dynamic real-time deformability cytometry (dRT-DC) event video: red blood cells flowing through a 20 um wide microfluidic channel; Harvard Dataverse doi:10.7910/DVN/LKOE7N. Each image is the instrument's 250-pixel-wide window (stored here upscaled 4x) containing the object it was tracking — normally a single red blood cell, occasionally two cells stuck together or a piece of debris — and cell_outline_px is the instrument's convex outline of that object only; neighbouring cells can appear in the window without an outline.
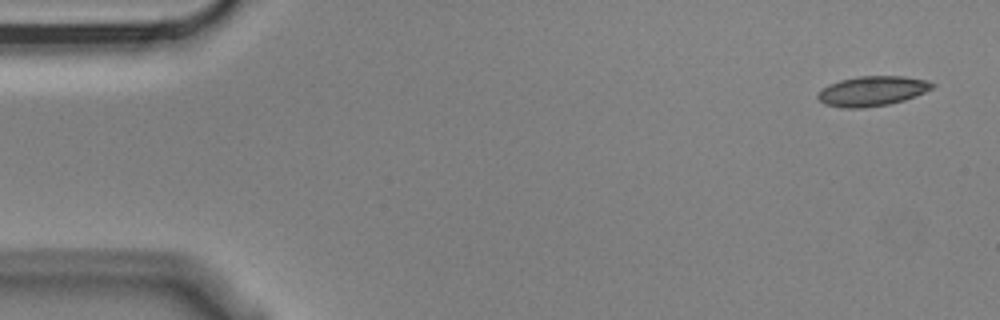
{"species": "Egyptian fruit bat (a non-hibernating species)", "species_latin": "Rousettus aegyptiacus", "temperature_condition": "cold", "stored_images_in_passage": 5, "camera_frame_rate_fps": 3000, "um_per_image_px": 0.085, "animal": {"sex": "male"}, "frame": {"image": 1, "passage_image": 1, "time_ms": 0.0, "image_size_px": [1000, 320], "cell_outline_px": [[936, 84], [932, 88], [916, 96], [904, 100], [888, 104], [864, 108], [840, 108], [824, 104], [816, 96], [828, 84], [840, 80], [860, 76], [904, 76], [928, 80]], "centroid_in_image_um": [74.15, 7.74], "position_along_channel_um": 10.9, "area_um2": 19.94}}
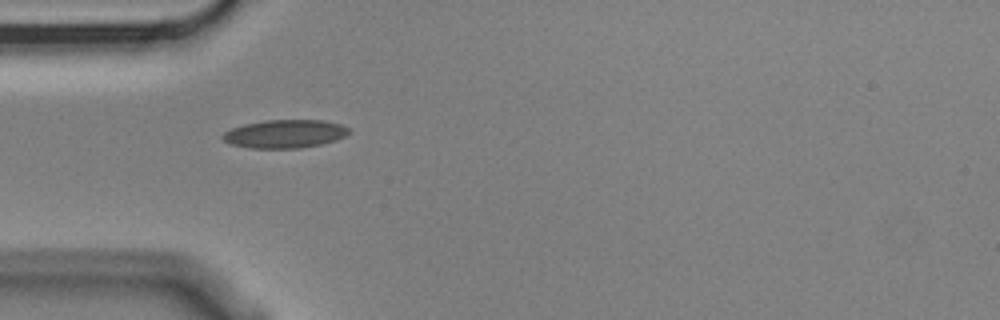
{"frame": {"image": 2, "passage_image": 4, "time_ms": 1.0, "image_size_px": [1000, 320], "cell_outline_px": [[352, 132], [336, 140], [320, 144], [300, 148], [248, 148], [232, 144], [224, 140], [220, 136], [224, 132], [232, 128], [244, 124], [264, 120], [324, 120], [340, 124], [348, 128]], "centroid_in_image_um": [24.21, 11.37], "position_along_channel_um": 60.8, "area_um2": 20.81}}
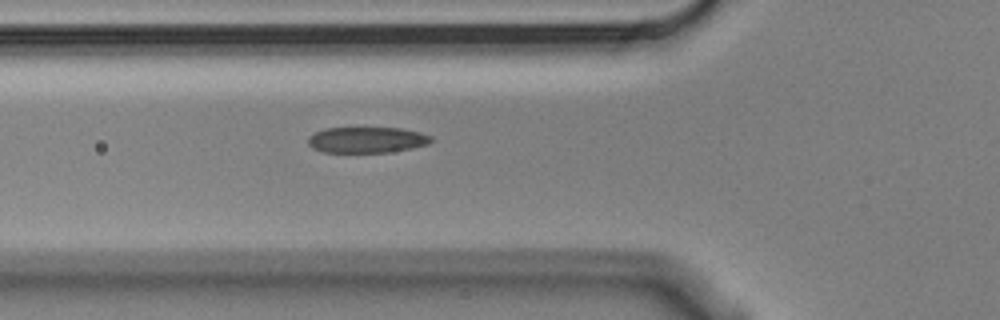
{"frame": {"image": 3, "passage_image": 5, "time_ms": 1.333, "image_size_px": [1000, 320], "cell_outline_px": [[432, 140], [428, 144], [412, 148], [388, 152], [324, 152], [312, 148], [308, 144], [308, 136], [324, 128], [400, 128], [420, 132], [432, 136]], "centroid_in_image_um": [31.17, 11.89], "position_along_channel_um": 94.6, "area_um2": 18.55}}